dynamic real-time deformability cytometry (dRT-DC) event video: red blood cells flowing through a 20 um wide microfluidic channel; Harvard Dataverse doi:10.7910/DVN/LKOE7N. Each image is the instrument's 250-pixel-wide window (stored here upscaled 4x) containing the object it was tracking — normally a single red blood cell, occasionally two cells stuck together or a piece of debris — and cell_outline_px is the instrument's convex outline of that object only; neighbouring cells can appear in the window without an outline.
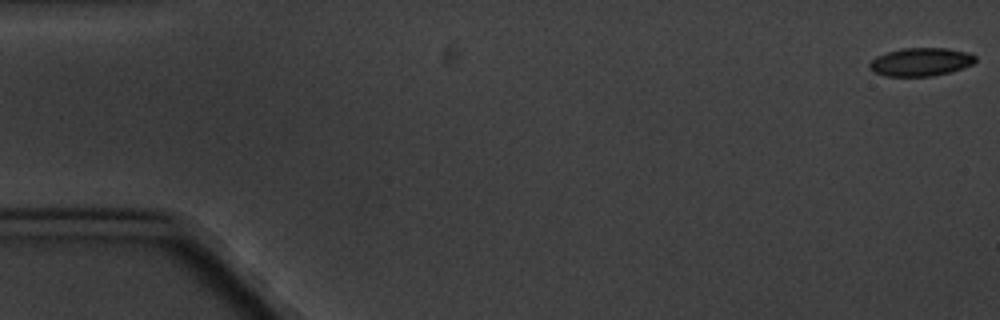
{"species": "common noctule bat (a hibernating species)", "species_latin": "Nyctalus noctula", "temperature_condition": "cold", "stored_images_in_passage": 4, "segment_of_instrument_passage": [2, 2], "camera_frame_rate_fps": 3000, "um_per_image_px": 0.085, "animal": {"sex": "male", "body_mass_g": 20.1, "forearm_length_mm": 53.5}, "frame": {"image": 1, "passage_image": 4, "time_ms": 4.333, "image_size_px": [1000, 320], "cell_outline_px": [[976, 60], [972, 64], [964, 68], [932, 76], [884, 76], [868, 68], [868, 64], [876, 56], [888, 52], [904, 48], [948, 48], [968, 52], [976, 56]], "centroid_in_image_um": [78.27, 5.26], "position_along_channel_um": 6.7, "area_um2": 17.4}}